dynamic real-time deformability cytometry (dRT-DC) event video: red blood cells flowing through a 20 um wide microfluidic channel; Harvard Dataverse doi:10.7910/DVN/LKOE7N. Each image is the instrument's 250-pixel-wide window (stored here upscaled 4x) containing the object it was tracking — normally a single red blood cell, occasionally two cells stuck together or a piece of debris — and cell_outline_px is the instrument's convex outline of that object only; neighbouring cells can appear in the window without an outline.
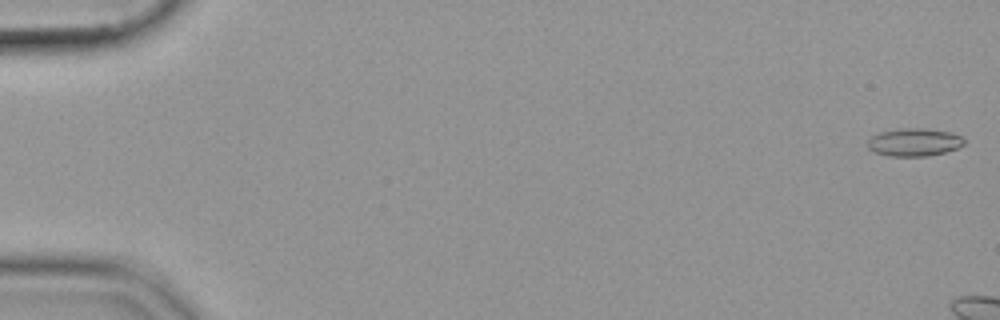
{"species": "common noctule bat (a hibernating species)", "species_latin": "Nyctalus noctula", "temperature_condition": "cold", "stored_images_in_passage": 8, "camera_frame_rate_fps": 3000, "um_per_image_px": 0.085, "animal": {"sex": "female", "body_mass_g": 19.9}, "frame": {"image": 1, "passage_image": 1, "time_ms": 0.0, "image_size_px": [1000, 320], "cell_outline_px": [[964, 144], [956, 148], [944, 152], [924, 156], [888, 156], [876, 152], [868, 148], [868, 140], [872, 136], [880, 132], [900, 128], [920, 128], [948, 132], [960, 136], [964, 140]], "centroid_in_image_um": [77.67, 12.09], "position_along_channel_um": 7.3, "area_um2": 15.37}}